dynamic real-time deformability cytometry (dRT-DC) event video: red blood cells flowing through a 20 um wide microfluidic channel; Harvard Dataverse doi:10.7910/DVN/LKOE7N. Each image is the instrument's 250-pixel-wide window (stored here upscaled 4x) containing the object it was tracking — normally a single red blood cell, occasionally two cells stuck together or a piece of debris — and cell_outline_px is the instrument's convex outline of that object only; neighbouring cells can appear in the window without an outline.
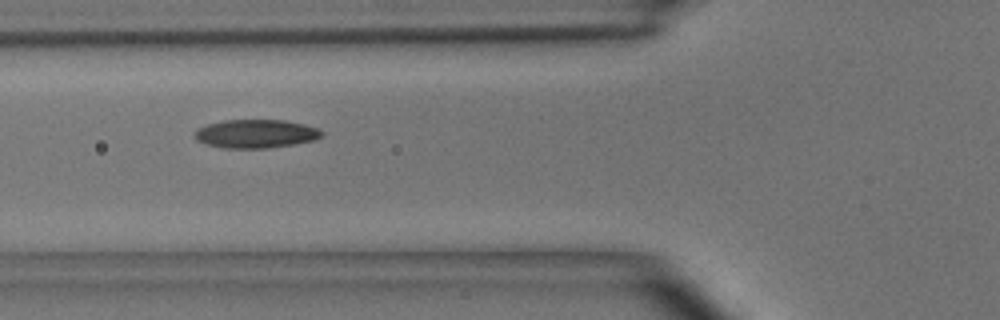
{"species": "common noctule bat (a hibernating species)", "species_latin": "Nyctalus noctula", "temperature_condition": "room temperature", "stored_images_in_passage": 7, "camera_frame_rate_fps": 3000, "um_per_image_px": 0.085, "animal": {"sex": "male", "body_mass_g": 15.6}, "frame": {"image": 1, "passage_image": 3, "time_ms": 3.0, "image_size_px": [1000, 320], "cell_outline_px": [[324, 136], [316, 140], [296, 144], [268, 148], [224, 148], [204, 144], [196, 140], [192, 136], [196, 128], [208, 124], [224, 120], [284, 120], [304, 124], [316, 128], [324, 132]], "centroid_in_image_um": [21.73, 11.37], "position_along_channel_um": 104.1, "area_um2": 21.44}}